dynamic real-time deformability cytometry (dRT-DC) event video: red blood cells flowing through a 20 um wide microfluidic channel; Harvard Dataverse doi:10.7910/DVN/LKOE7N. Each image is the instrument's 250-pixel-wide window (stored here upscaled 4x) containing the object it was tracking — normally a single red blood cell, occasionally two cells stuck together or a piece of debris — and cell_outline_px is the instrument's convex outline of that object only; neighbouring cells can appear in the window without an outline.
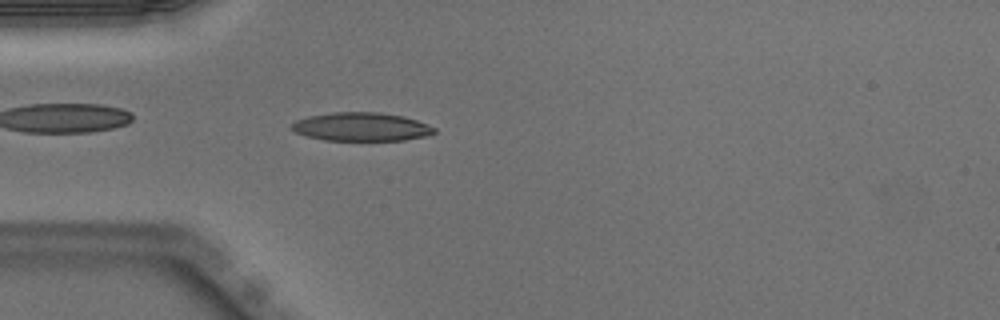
{"species": "Egyptian fruit bat (a non-hibernating species)", "species_latin": "Rousettus aegyptiacus", "temperature_condition": "warm", "stored_images_in_passage": 49, "camera_frame_rate_fps": 3000, "um_per_image_px": 0.085, "animal": {"sex": "male"}, "frame": {"image": 1, "passage_image": 13, "time_ms": 4.0, "image_size_px": [1000, 320], "cell_outline_px": [[436, 132], [424, 136], [404, 140], [324, 140], [308, 136], [296, 132], [292, 128], [292, 124], [296, 120], [308, 116], [332, 112], [380, 112], [404, 116], [416, 120], [436, 128]], "centroid_in_image_um": [30.72, 10.77], "position_along_channel_um": 54.3, "area_um2": 23.52}}
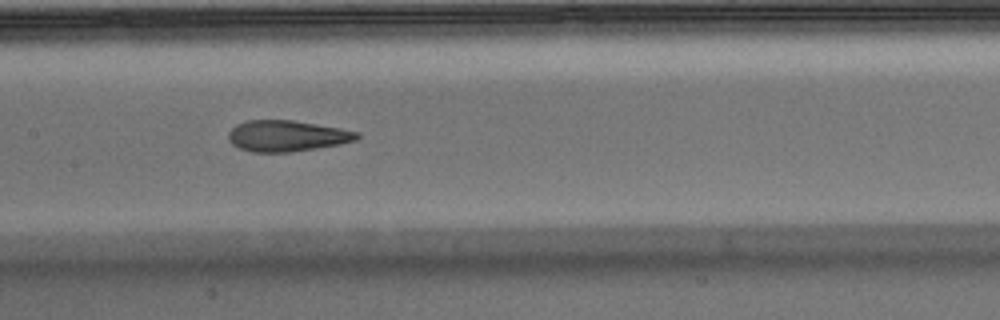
{"frame": {"image": 2, "passage_image": 23, "time_ms": 7.333, "image_size_px": [1000, 320], "cell_outline_px": [[360, 136], [356, 140], [340, 144], [292, 152], [252, 152], [240, 148], [232, 144], [228, 140], [228, 132], [236, 124], [248, 120], [292, 120], [340, 128], [360, 132]], "centroid_in_image_um": [24.38, 11.55], "position_along_channel_um": 183.0, "area_um2": 23.29}}
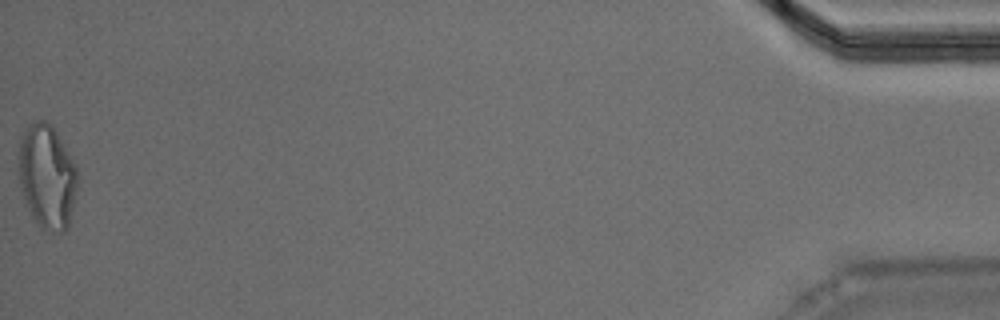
{"frame": {"image": 3, "passage_image": 49, "time_ms": 16.0, "image_size_px": [1000, 320], "cell_outline_px": [[80, 180], [68, 228], [64, 232], [52, 232], [40, 228], [32, 216], [24, 200], [20, 188], [16, 168], [20, 136], [24, 128], [32, 120], [44, 120], [52, 124], [76, 164]], "centroid_in_image_um": [3.99, 14.98], "position_along_channel_um": 431.2, "area_um2": 37.22}, "authors_computed_cell_mechanics": {"area_um2": 23.6402, "velocity_mm_per_s": 4.0031, "shape_relaxation_time_tau1_ms": 9.6461, "shape_relaxation_time_tau2_ms": 1.8844, "deformation_change_tau1": 0.2811, "deformation_change_tau2": 0.1002}}